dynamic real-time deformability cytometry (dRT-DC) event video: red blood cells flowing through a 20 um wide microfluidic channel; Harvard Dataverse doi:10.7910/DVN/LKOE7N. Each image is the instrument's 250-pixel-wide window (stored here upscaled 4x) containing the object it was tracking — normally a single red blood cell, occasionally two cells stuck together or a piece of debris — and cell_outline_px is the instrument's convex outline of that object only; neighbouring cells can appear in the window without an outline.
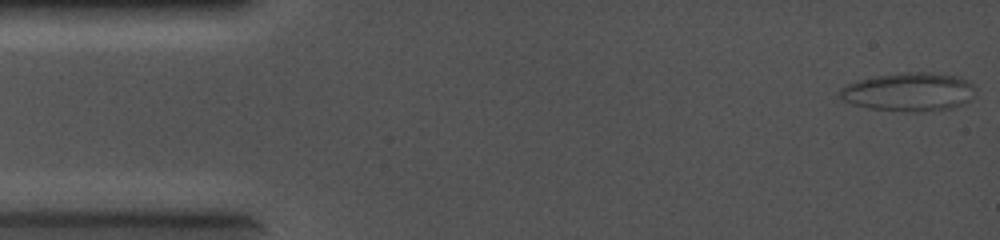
{"species": "common noctule bat (a hibernating species)", "species_latin": "Nyctalus noctula", "temperature_condition": "cold", "stored_images_in_passage": 69, "camera_frame_rate_fps": 5000, "um_per_image_px": 0.085, "animal": {"sex": "female", "body_mass_g": 19.0, "forearm_length_mm": 56.7}, "frame": {"image": 1, "passage_image": 1, "time_ms": 0.0, "image_size_px": [1000, 240], "cell_outline_px": [[976, 88], [972, 100], [964, 104], [952, 108], [920, 112], [904, 112], [872, 108], [852, 104], [844, 100], [836, 92], [840, 88], [848, 84], [860, 80], [876, 76], [900, 72], [928, 72], [956, 76], [968, 80]], "centroid_in_image_um": [77.3, 7.82], "position_along_channel_um": 7.7, "area_um2": 30.69}}
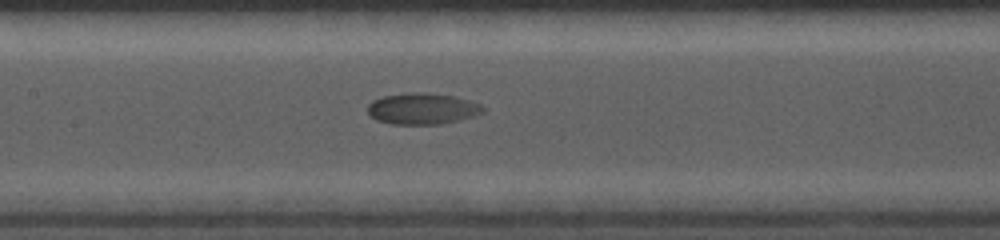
{"frame": {"image": 2, "passage_image": 32, "time_ms": 6.2, "image_size_px": [1000, 240], "cell_outline_px": [[484, 112], [476, 116], [460, 120], [440, 124], [392, 124], [376, 120], [368, 112], [368, 104], [372, 100], [380, 96], [408, 92], [428, 92], [456, 96], [480, 104], [484, 108]], "centroid_in_image_um": [35.9, 9.22], "position_along_channel_um": 171.5, "area_um2": 21.33}}
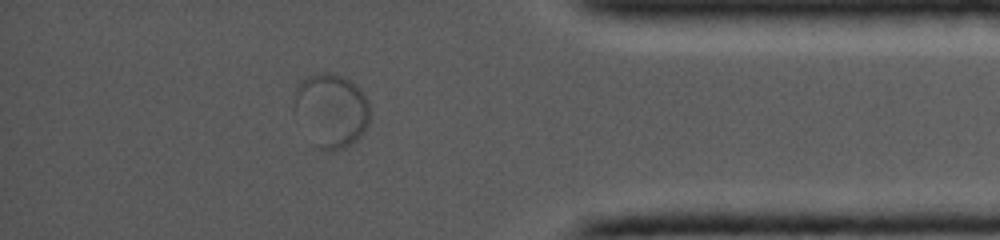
{"frame": {"image": 3, "passage_image": 60, "time_ms": 11.8, "image_size_px": [1000, 240], "cell_outline_px": [[368, 124], [360, 140], [344, 148], [332, 152], [328, 152], [320, 148], [316, 144], [292, 108], [296, 88], [300, 80], [308, 76], [320, 72], [332, 72], [356, 84], [364, 96], [368, 104]], "centroid_in_image_um": [28.16, 9.37], "position_along_channel_um": 407.0, "area_um2": 32.37}}